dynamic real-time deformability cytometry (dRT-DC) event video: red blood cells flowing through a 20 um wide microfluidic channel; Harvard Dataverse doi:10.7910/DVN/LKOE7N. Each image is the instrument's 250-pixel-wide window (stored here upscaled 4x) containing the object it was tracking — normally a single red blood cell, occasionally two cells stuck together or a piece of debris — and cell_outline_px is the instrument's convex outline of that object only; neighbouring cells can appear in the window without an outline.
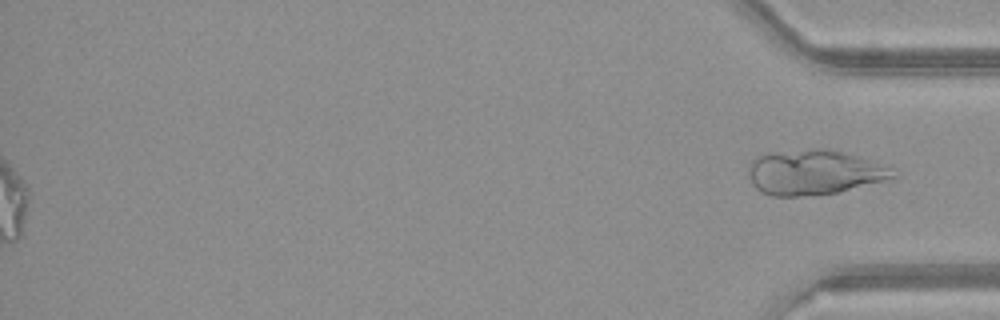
{"species": "common noctule bat (a hibernating species)", "species_latin": "Nyctalus noctula", "temperature_condition": "warm", "stored_images_in_passage": 37, "segment_of_instrument_passage": [2, 2], "camera_frame_rate_fps": 3000, "um_per_image_px": 0.085, "animal": {"sex": "female", "body_mass_g": 21.9}, "frame": {"image": 1, "passage_image": 37, "time_ms": 12.0, "image_size_px": [1000, 320], "cell_outline_px": [[900, 176], [892, 180], [836, 192], [812, 196], [772, 196], [760, 192], [752, 184], [748, 172], [752, 160], [756, 156], [764, 152], [808, 148], [828, 148], [844, 152], [892, 168]], "centroid_in_image_um": [69.2, 14.64], "position_along_channel_um": 366.0, "area_um2": 38.55}}